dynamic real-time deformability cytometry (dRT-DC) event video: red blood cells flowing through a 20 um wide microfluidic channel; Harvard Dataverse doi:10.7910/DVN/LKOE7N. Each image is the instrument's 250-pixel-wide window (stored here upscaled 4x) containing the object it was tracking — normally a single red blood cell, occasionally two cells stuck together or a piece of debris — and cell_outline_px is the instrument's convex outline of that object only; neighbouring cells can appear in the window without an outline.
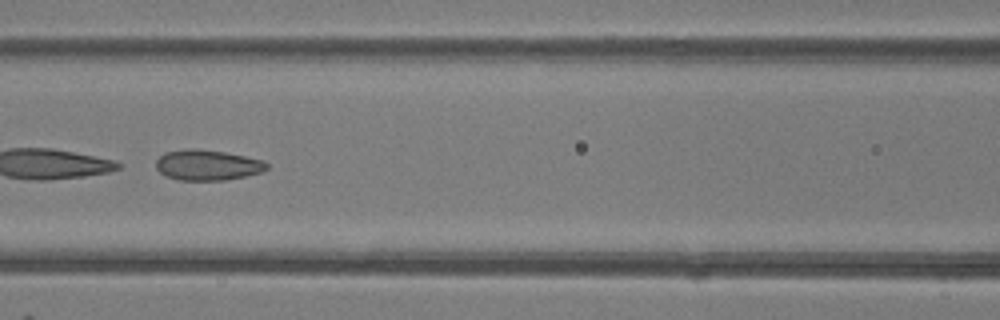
{"species": "common noctule bat (a hibernating species)", "species_latin": "Nyctalus noctula", "temperature_condition": "room temperature", "stored_images_in_passage": 48, "camera_frame_rate_fps": 3000, "um_per_image_px": 0.085, "animal": {"sex": "female"}, "frame": {"image": 1, "passage_image": 21, "time_ms": 6.667, "image_size_px": [1000, 320], "cell_outline_px": [[268, 168], [260, 172], [244, 176], [224, 180], [180, 180], [164, 176], [156, 168], [156, 160], [164, 152], [184, 148], [196, 148], [224, 152], [264, 160], [268, 164]], "centroid_in_image_um": [17.59, 14.02], "position_along_channel_um": 149.0, "area_um2": 19.77}}